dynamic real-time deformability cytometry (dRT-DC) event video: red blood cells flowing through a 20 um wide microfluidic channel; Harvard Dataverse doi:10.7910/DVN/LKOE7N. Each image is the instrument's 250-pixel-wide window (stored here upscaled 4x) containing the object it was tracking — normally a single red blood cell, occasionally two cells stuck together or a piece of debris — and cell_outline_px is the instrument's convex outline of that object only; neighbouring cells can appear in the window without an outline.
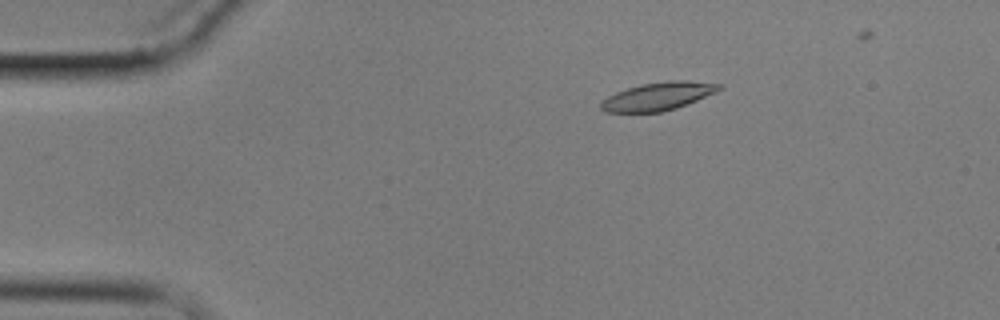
{"species": "common noctule bat (a hibernating species)", "species_latin": "Nyctalus noctula", "temperature_condition": "cold", "stored_images_in_passage": 6, "camera_frame_rate_fps": 3000, "um_per_image_px": 0.085, "animal": {"sex": "male", "body_mass_g": 17.9}, "frame": {"image": 1, "passage_image": 4, "time_ms": 3.333, "image_size_px": [1000, 320], "cell_outline_px": [[724, 88], [716, 92], [676, 108], [660, 112], [604, 112], [600, 108], [600, 100], [616, 92], [640, 84], [668, 80], [688, 80], [724, 84]], "centroid_in_image_um": [55.94, 8.17], "position_along_channel_um": 29.1, "area_um2": 19.48}}